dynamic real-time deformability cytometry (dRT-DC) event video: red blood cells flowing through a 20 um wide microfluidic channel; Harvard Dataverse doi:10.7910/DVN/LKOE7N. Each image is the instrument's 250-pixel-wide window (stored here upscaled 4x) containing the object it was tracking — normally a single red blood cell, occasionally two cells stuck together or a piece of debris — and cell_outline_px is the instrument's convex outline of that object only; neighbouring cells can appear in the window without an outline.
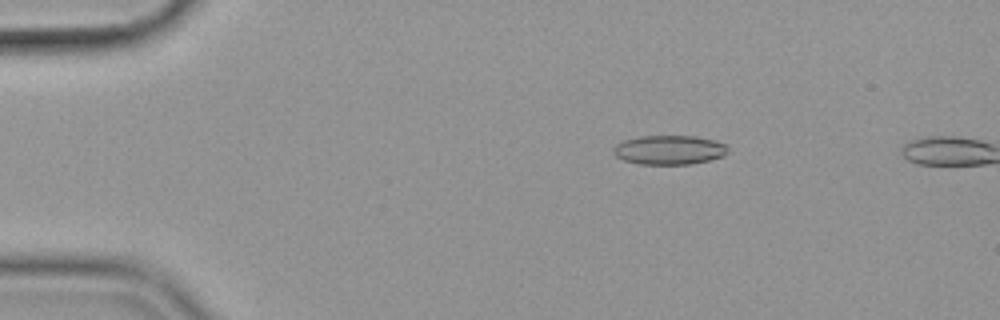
{"species": "common noctule bat (a hibernating species)", "species_latin": "Nyctalus noctula", "temperature_condition": "cold", "stored_images_in_passage": 11, "camera_frame_rate_fps": 3000, "um_per_image_px": 0.085, "animal": {"sex": "female", "body_mass_g": 19.9}, "frame": {"image": 1, "passage_image": 10, "time_ms": 3.0, "image_size_px": [1000, 320], "cell_outline_px": [[728, 152], [724, 156], [708, 160], [688, 164], [640, 164], [624, 160], [616, 156], [612, 152], [612, 148], [616, 144], [624, 140], [640, 136], [696, 136], [716, 140], [724, 144], [728, 148]], "centroid_in_image_um": [56.88, 12.73], "position_along_channel_um": 28.1, "area_um2": 19.54}}